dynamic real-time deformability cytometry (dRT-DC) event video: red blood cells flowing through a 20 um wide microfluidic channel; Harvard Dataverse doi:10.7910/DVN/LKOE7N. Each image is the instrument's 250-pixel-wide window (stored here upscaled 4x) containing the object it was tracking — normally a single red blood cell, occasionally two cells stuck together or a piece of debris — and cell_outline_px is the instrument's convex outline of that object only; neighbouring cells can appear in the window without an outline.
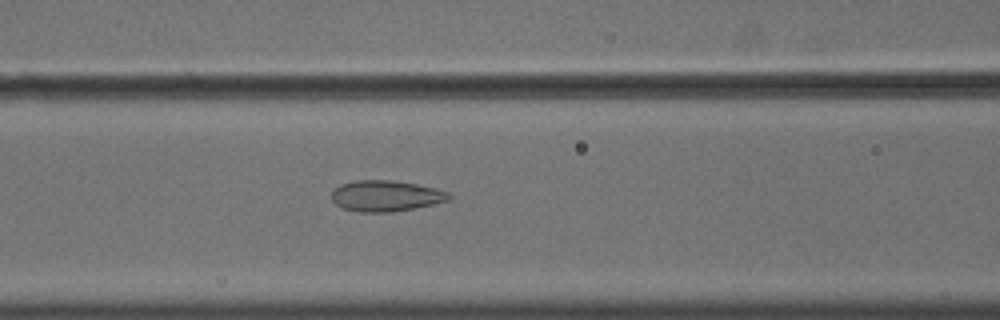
{"species": "common noctule bat (a hibernating species)", "species_latin": "Nyctalus noctula", "temperature_condition": "cold", "stored_images_in_passage": 30, "camera_frame_rate_fps": 3000, "um_per_image_px": 0.085, "animal": {"sex": "male", "body_mass_g": 18.8}, "frame": {"image": 1, "passage_image": 25, "time_ms": 8.0, "image_size_px": [1000, 320], "cell_outline_px": [[452, 196], [448, 200], [432, 204], [392, 212], [360, 212], [344, 208], [336, 204], [332, 200], [332, 192], [340, 184], [356, 180], [396, 180], [436, 188], [448, 192]], "centroid_in_image_um": [32.79, 16.64], "position_along_channel_um": 133.8, "area_um2": 21.04}}
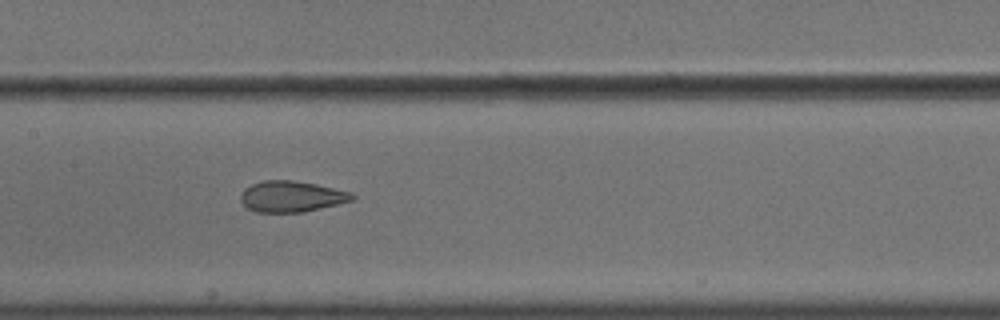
{"frame": {"image": 2, "passage_image": 29, "time_ms": 9.333, "image_size_px": [1000, 320], "cell_outline_px": [[356, 196], [352, 200], [336, 204], [300, 212], [256, 212], [248, 208], [240, 200], [240, 196], [244, 188], [252, 184], [264, 180], [292, 180], [316, 184], [352, 192]], "centroid_in_image_um": [24.75, 16.69], "position_along_channel_um": 182.6, "area_um2": 19.94}}